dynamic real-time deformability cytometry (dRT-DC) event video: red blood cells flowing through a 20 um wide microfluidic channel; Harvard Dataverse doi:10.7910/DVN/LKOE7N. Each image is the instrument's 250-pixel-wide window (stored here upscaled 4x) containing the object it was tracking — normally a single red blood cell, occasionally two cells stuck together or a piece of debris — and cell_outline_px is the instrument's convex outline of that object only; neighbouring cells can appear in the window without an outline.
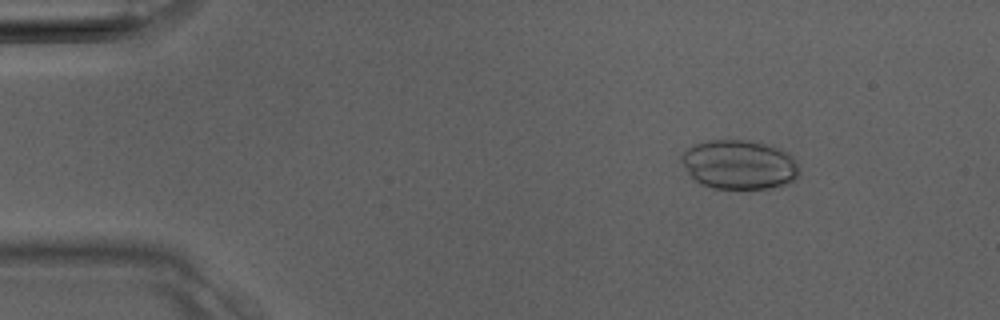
{"species": "Egyptian fruit bat (a non-hibernating species)", "species_latin": "Rousettus aegyptiacus", "temperature_condition": "room temperature", "stored_images_in_passage": 37, "camera_frame_rate_fps": 3000, "um_per_image_px": 0.085, "animal": {"sex": "male"}, "frame": {"image": 1, "passage_image": 4, "time_ms": 1.0, "image_size_px": [1000, 320], "cell_outline_px": [[800, 172], [788, 184], [768, 188], [712, 188], [700, 184], [688, 172], [680, 160], [680, 156], [692, 144], [708, 140], [752, 140], [772, 144], [788, 152], [796, 160]], "centroid_in_image_um": [62.85, 13.97], "position_along_channel_um": 22.2, "area_um2": 34.16}}
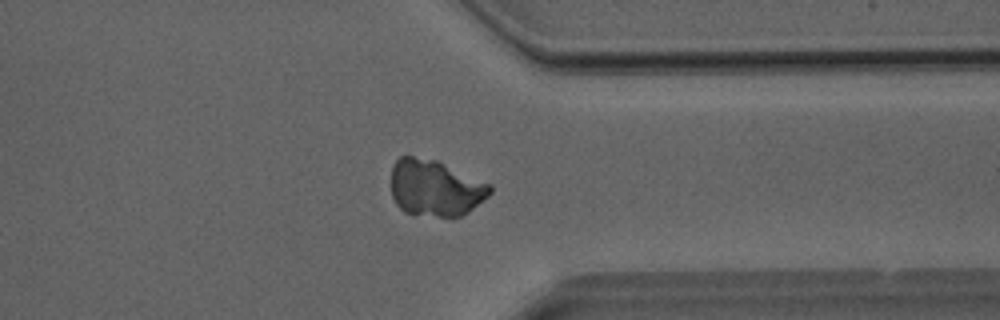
{"frame": {"image": 2, "passage_image": 28, "time_ms": 9.0, "image_size_px": [1000, 320], "cell_outline_px": [[492, 192], [488, 196], [468, 212], [460, 216], [436, 216], [404, 212], [396, 204], [392, 196], [392, 164], [400, 156], [412, 156], [436, 160], [492, 184]], "centroid_in_image_um": [37.0, 15.96], "position_along_channel_um": 374.4, "area_um2": 32.43}}
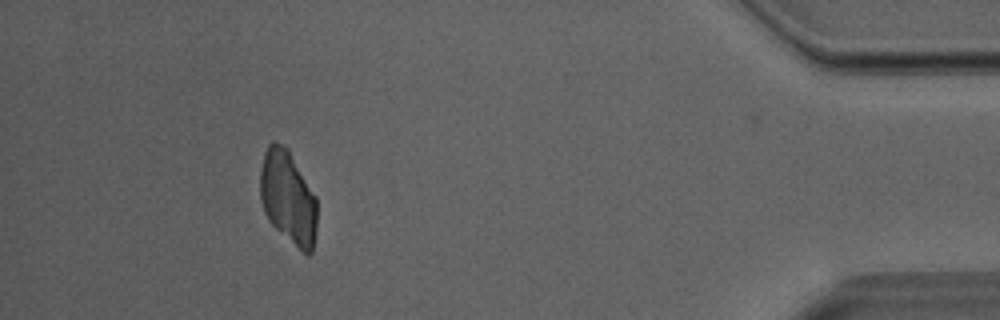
{"frame": {"image": 3, "passage_image": 33, "time_ms": 10.667, "image_size_px": [1000, 320], "cell_outline_px": [[316, 232], [312, 252], [308, 256], [276, 228], [268, 220], [264, 212], [260, 200], [260, 172], [264, 152], [268, 144], [272, 140], [288, 148], [316, 196]], "centroid_in_image_um": [24.47, 16.76], "position_along_channel_um": 410.7, "area_um2": 30.92}}